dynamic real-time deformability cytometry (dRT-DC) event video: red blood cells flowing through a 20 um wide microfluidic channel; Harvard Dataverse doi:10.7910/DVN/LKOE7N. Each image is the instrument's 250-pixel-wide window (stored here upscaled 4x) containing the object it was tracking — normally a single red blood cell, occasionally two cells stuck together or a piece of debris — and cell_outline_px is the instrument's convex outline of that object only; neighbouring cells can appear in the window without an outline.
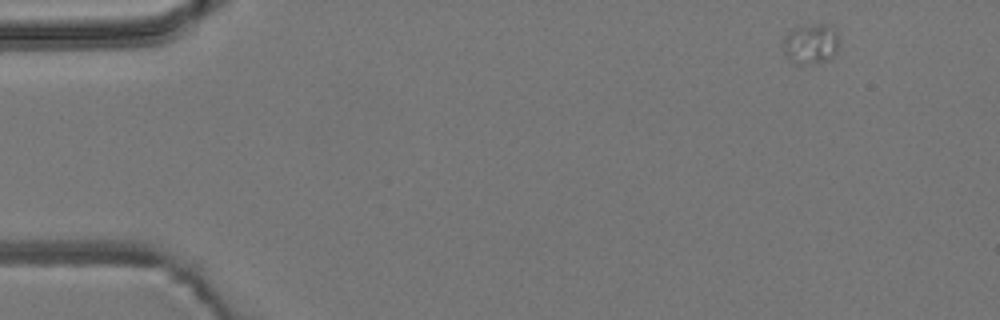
{"species": "common noctule bat (a hibernating species)", "species_latin": "Nyctalus noctula", "temperature_condition": "room temperature", "stored_images_in_passage": 4, "camera_frame_rate_fps": 3000, "um_per_image_px": 0.085, "animal": {"sex": "male", "body_mass_g": 19.2, "forearm_length_mm": 51.8}, "frame": {"image": 1, "passage_image": 1, "time_ms": 0.0, "image_size_px": [1000, 320], "cell_outline_px": [[840, 40], [836, 52], [828, 60], [800, 64], [792, 64], [788, 60], [784, 52], [784, 36], [792, 28], [816, 24], [832, 24], [836, 28]], "centroid_in_image_um": [68.94, 3.7], "position_along_channel_um": 16.1, "area_um2": 13.35}}